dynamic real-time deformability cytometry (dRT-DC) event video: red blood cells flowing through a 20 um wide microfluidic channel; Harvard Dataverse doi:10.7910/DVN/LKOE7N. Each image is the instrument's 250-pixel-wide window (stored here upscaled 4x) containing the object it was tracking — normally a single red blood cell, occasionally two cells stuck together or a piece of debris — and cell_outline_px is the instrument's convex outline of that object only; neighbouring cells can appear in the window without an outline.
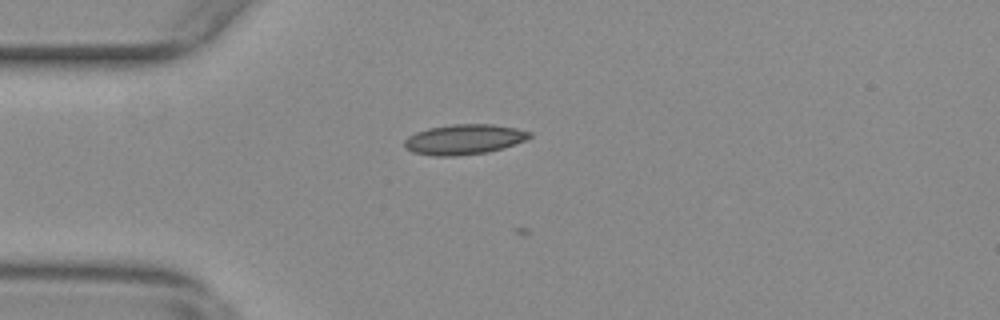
{"species": "common noctule bat (a hibernating species)", "species_latin": "Nyctalus noctula", "temperature_condition": "warm", "stored_images_in_passage": 18, "camera_frame_rate_fps": 3000, "um_per_image_px": 0.085, "animal": {"sex": "female", "body_mass_g": 29.2, "forearm_length_mm": 56.3}, "frame": {"image": 1, "passage_image": 15, "time_ms": 4.667, "image_size_px": [1000, 320], "cell_outline_px": [[532, 136], [524, 140], [488, 152], [456, 156], [432, 156], [412, 152], [404, 148], [404, 140], [408, 136], [416, 132], [428, 128], [452, 124], [492, 124], [516, 128], [532, 132]], "centroid_in_image_um": [39.39, 11.85], "position_along_channel_um": 45.6, "area_um2": 21.96}}